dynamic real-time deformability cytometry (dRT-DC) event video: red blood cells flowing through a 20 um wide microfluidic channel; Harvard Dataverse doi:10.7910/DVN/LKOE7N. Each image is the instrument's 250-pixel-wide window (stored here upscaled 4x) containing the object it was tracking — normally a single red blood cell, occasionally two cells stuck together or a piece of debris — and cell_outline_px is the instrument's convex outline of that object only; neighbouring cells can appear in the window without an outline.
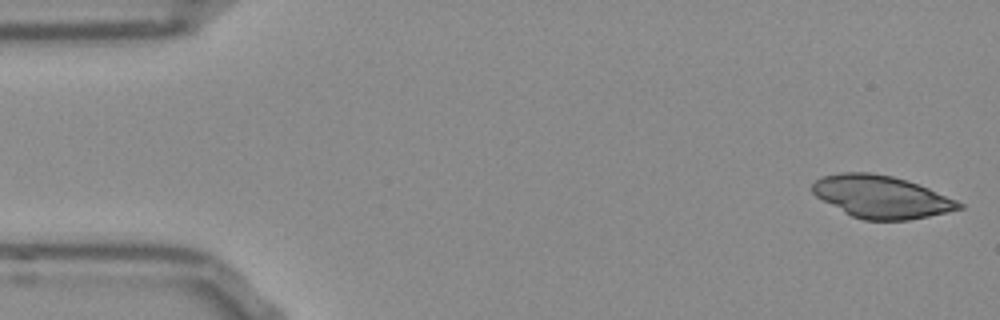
{"species": "Egyptian fruit bat (a non-hibernating species)", "species_latin": "Rousettus aegyptiacus", "temperature_condition": "room temperature", "stored_images_in_passage": 51, "camera_frame_rate_fps": 3000, "um_per_image_px": 0.085, "frame": {"image": 1, "passage_image": 1, "time_ms": 0.0, "image_size_px": [1000, 320], "cell_outline_px": [[964, 208], [928, 216], [908, 220], [864, 220], [852, 216], [844, 212], [816, 196], [812, 192], [812, 184], [820, 176], [840, 172], [872, 172], [892, 176], [928, 188], [956, 200], [964, 204]], "centroid_in_image_um": [74.89, 16.72], "position_along_channel_um": 10.1, "area_um2": 36.01}}